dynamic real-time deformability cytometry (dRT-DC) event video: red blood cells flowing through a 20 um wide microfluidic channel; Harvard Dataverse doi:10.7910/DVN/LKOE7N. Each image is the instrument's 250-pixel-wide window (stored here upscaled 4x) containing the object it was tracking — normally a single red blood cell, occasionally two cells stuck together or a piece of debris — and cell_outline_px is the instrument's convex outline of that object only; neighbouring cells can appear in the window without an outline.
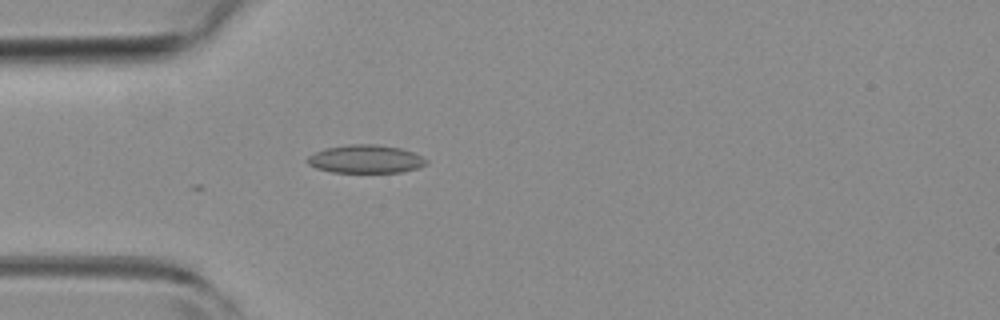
{"species": "common noctule bat (a hibernating species)", "species_latin": "Nyctalus noctula", "temperature_condition": "room temperature", "stored_images_in_passage": 2, "camera_frame_rate_fps": 3000, "um_per_image_px": 0.085, "animal": {"sex": "female", "body_mass_g": 19.3, "forearm_length_mm": 54.1}, "frame": {"image": 1, "passage_image": 2, "time_ms": 0.333, "image_size_px": [1000, 320], "cell_outline_px": [[428, 164], [420, 168], [400, 172], [332, 172], [316, 168], [308, 164], [304, 160], [308, 156], [316, 152], [328, 148], [348, 144], [376, 144], [400, 148], [412, 152], [428, 160]], "centroid_in_image_um": [31.09, 13.52], "position_along_channel_um": 53.9, "area_um2": 19.54}}